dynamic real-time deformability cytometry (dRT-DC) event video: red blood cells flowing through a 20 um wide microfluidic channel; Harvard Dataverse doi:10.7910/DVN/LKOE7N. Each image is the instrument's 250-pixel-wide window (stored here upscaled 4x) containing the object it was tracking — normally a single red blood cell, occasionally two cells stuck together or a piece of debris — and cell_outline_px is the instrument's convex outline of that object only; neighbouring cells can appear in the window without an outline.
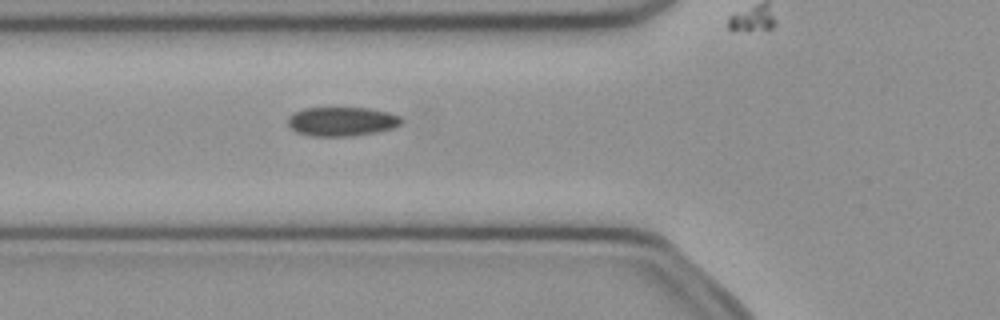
{"species": "common noctule bat (a hibernating species)", "species_latin": "Nyctalus noctula", "temperature_condition": "cold", "stored_images_in_passage": 52, "camera_frame_rate_fps": 3000, "um_per_image_px": 0.085, "animal": {"sex": "female", "body_mass_g": 21.9}, "frame": {"image": 1, "passage_image": 19, "time_ms": 6.0, "image_size_px": [1000, 320], "cell_outline_px": [[400, 124], [392, 128], [376, 132], [352, 136], [308, 136], [296, 132], [288, 124], [288, 116], [304, 108], [368, 108], [388, 112], [400, 116]], "centroid_in_image_um": [29.02, 10.33], "position_along_channel_um": 96.8, "area_um2": 19.13}}
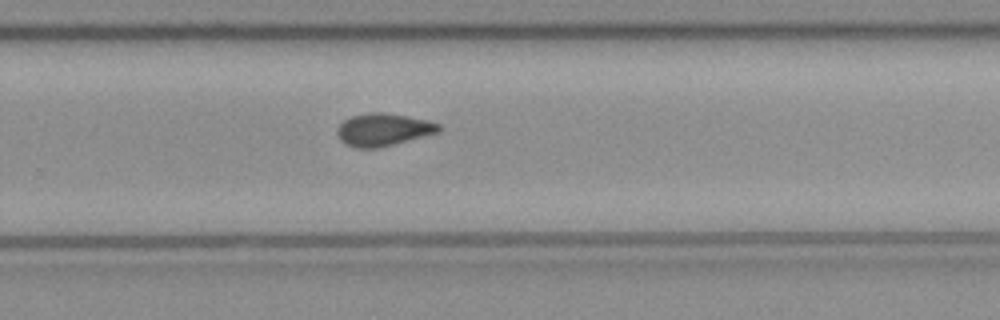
{"frame": {"image": 2, "passage_image": 34, "time_ms": 11.0, "image_size_px": [1000, 320], "cell_outline_px": [[440, 132], [380, 148], [356, 148], [344, 144], [340, 140], [336, 132], [336, 128], [344, 120], [352, 116], [368, 112], [384, 112], [428, 120], [440, 124]], "centroid_in_image_um": [32.56, 11.03], "position_along_channel_um": 297.2, "area_um2": 19.48}}
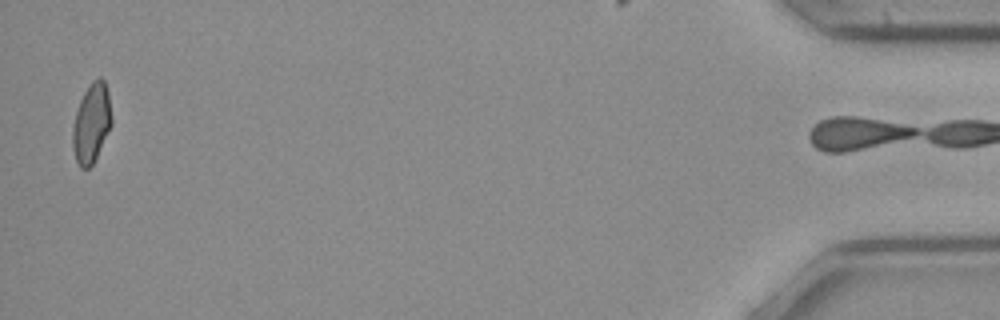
{"frame": {"image": 3, "passage_image": 51, "time_ms": 16.667, "image_size_px": [1000, 320], "cell_outline_px": [[112, 124], [92, 164], [88, 168], [80, 168], [76, 160], [72, 148], [72, 128], [76, 112], [80, 100], [84, 92], [92, 80], [100, 76], [104, 80], [108, 92], [112, 116]], "centroid_in_image_um": [7.77, 10.44], "position_along_channel_um": 427.4, "area_um2": 17.98}, "authors_computed_cell_mechanics": {"area_um2": 19.1607, "velocity_mm_per_s": 3.9972, "shape_relaxation_time_tau1_ms": null, "shape_relaxation_time_tau2_ms": 2.939, "deformation_change_tau1": null, "deformation_change_tau2": 0.0738}}